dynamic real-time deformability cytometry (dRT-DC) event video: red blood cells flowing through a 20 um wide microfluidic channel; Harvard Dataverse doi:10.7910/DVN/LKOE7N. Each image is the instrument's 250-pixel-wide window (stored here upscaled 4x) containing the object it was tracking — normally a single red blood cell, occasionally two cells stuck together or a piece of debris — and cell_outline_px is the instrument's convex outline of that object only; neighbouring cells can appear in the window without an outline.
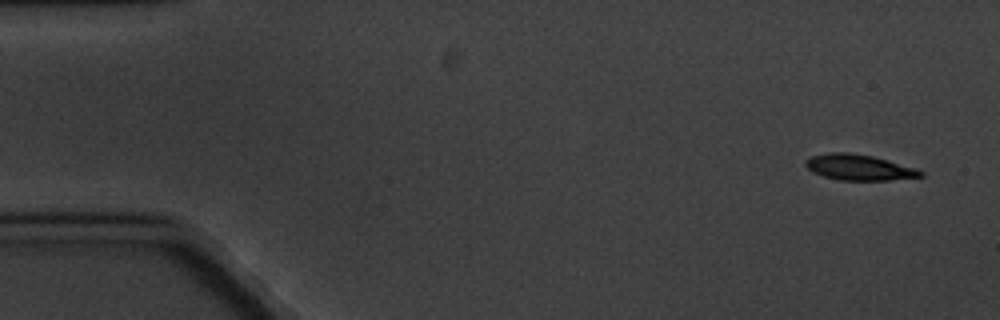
{"species": "common noctule bat (a hibernating species)", "species_latin": "Nyctalus noctula", "temperature_condition": "cold", "stored_images_in_passage": 4, "camera_frame_rate_fps": 3000, "um_per_image_px": 0.085, "animal": {"sex": "male", "body_mass_g": 20.1, "forearm_length_mm": 53.5}, "frame": {"image": 1, "passage_image": 1, "time_ms": 0.0, "image_size_px": [1000, 320], "cell_outline_px": [[924, 176], [888, 180], [840, 180], [824, 176], [812, 172], [804, 164], [804, 160], [812, 156], [828, 152], [848, 152], [872, 156], [888, 160], [916, 168], [924, 172]], "centroid_in_image_um": [73.0, 14.22], "position_along_channel_um": 12.0, "area_um2": 17.22}}
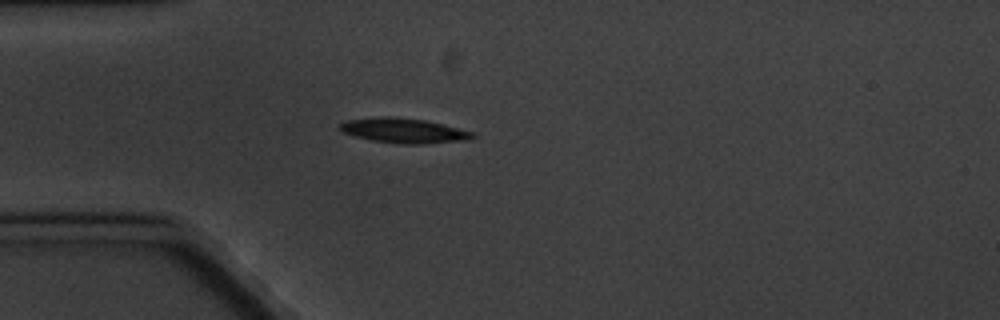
{"frame": {"image": 2, "passage_image": 4, "time_ms": 4.333, "image_size_px": [1000, 320], "cell_outline_px": [[476, 136], [468, 140], [416, 144], [400, 144], [372, 140], [356, 136], [344, 132], [340, 128], [340, 124], [348, 120], [380, 116], [388, 116], [424, 120], [472, 132]], "centroid_in_image_um": [34.31, 11.1], "position_along_channel_um": 50.7, "area_um2": 18.73}}